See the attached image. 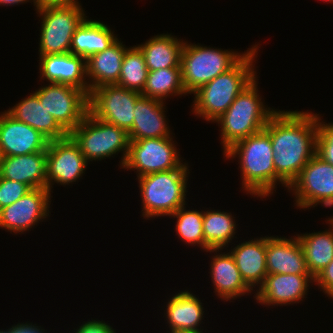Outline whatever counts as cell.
I'll return each instance as SVG.
<instances>
[{"instance_id":"6da1fadb","label":"cell","mask_w":333,"mask_h":333,"mask_svg":"<svg viewBox=\"0 0 333 333\" xmlns=\"http://www.w3.org/2000/svg\"><path fill=\"white\" fill-rule=\"evenodd\" d=\"M264 129L270 135L276 175L289 187L316 154L317 113L278 110Z\"/></svg>"},{"instance_id":"7a4b0ae2","label":"cell","mask_w":333,"mask_h":333,"mask_svg":"<svg viewBox=\"0 0 333 333\" xmlns=\"http://www.w3.org/2000/svg\"><path fill=\"white\" fill-rule=\"evenodd\" d=\"M223 154L226 159L238 156L242 189L247 194L260 198L269 197L273 191H276L274 189L278 183L288 189V186L276 175L272 143L265 129L236 142Z\"/></svg>"},{"instance_id":"3957f363","label":"cell","mask_w":333,"mask_h":333,"mask_svg":"<svg viewBox=\"0 0 333 333\" xmlns=\"http://www.w3.org/2000/svg\"><path fill=\"white\" fill-rule=\"evenodd\" d=\"M258 45H253L229 71L218 75L193 93L192 112L195 116L215 122L227 111L239 93L258 76L254 64L260 48Z\"/></svg>"},{"instance_id":"277c9868","label":"cell","mask_w":333,"mask_h":333,"mask_svg":"<svg viewBox=\"0 0 333 333\" xmlns=\"http://www.w3.org/2000/svg\"><path fill=\"white\" fill-rule=\"evenodd\" d=\"M257 78L239 93L227 111L215 121L221 126L223 153L236 142L263 130L277 112L264 105L258 93Z\"/></svg>"},{"instance_id":"5b68a950","label":"cell","mask_w":333,"mask_h":333,"mask_svg":"<svg viewBox=\"0 0 333 333\" xmlns=\"http://www.w3.org/2000/svg\"><path fill=\"white\" fill-rule=\"evenodd\" d=\"M188 163L164 172L137 177L142 200V217L170 216L186 205Z\"/></svg>"},{"instance_id":"8992f818","label":"cell","mask_w":333,"mask_h":333,"mask_svg":"<svg viewBox=\"0 0 333 333\" xmlns=\"http://www.w3.org/2000/svg\"><path fill=\"white\" fill-rule=\"evenodd\" d=\"M235 52L200 46L187 41L181 52L182 83L187 94H193L215 77L233 68L250 50Z\"/></svg>"},{"instance_id":"52a82bcc","label":"cell","mask_w":333,"mask_h":333,"mask_svg":"<svg viewBox=\"0 0 333 333\" xmlns=\"http://www.w3.org/2000/svg\"><path fill=\"white\" fill-rule=\"evenodd\" d=\"M78 145L88 162L101 161L123 153L120 166L123 169L129 152L128 132L116 125L96 118L90 111L82 122L68 134Z\"/></svg>"},{"instance_id":"ba28073f","label":"cell","mask_w":333,"mask_h":333,"mask_svg":"<svg viewBox=\"0 0 333 333\" xmlns=\"http://www.w3.org/2000/svg\"><path fill=\"white\" fill-rule=\"evenodd\" d=\"M41 16L39 56L70 53L73 34L87 18L81 5L35 9Z\"/></svg>"},{"instance_id":"9c48e42d","label":"cell","mask_w":333,"mask_h":333,"mask_svg":"<svg viewBox=\"0 0 333 333\" xmlns=\"http://www.w3.org/2000/svg\"><path fill=\"white\" fill-rule=\"evenodd\" d=\"M47 85L33 93L69 134L89 112V95L84 90L68 84L49 83Z\"/></svg>"},{"instance_id":"30bf717a","label":"cell","mask_w":333,"mask_h":333,"mask_svg":"<svg viewBox=\"0 0 333 333\" xmlns=\"http://www.w3.org/2000/svg\"><path fill=\"white\" fill-rule=\"evenodd\" d=\"M173 137L130 140L123 169L136 170L137 177L176 169L183 164Z\"/></svg>"},{"instance_id":"8fae6325","label":"cell","mask_w":333,"mask_h":333,"mask_svg":"<svg viewBox=\"0 0 333 333\" xmlns=\"http://www.w3.org/2000/svg\"><path fill=\"white\" fill-rule=\"evenodd\" d=\"M300 209L333 207V165L315 154L288 187ZM315 205V206H314Z\"/></svg>"},{"instance_id":"7c38bea8","label":"cell","mask_w":333,"mask_h":333,"mask_svg":"<svg viewBox=\"0 0 333 333\" xmlns=\"http://www.w3.org/2000/svg\"><path fill=\"white\" fill-rule=\"evenodd\" d=\"M140 96L141 93L116 84L101 86L89 95V111L128 132L133 126L135 102Z\"/></svg>"},{"instance_id":"4fadbf2b","label":"cell","mask_w":333,"mask_h":333,"mask_svg":"<svg viewBox=\"0 0 333 333\" xmlns=\"http://www.w3.org/2000/svg\"><path fill=\"white\" fill-rule=\"evenodd\" d=\"M88 163L69 135L49 141L46 150L47 189L51 193L55 183L66 186L80 180Z\"/></svg>"},{"instance_id":"5bb4252c","label":"cell","mask_w":333,"mask_h":333,"mask_svg":"<svg viewBox=\"0 0 333 333\" xmlns=\"http://www.w3.org/2000/svg\"><path fill=\"white\" fill-rule=\"evenodd\" d=\"M51 197L47 188L30 190L13 204L0 209V228L16 235L29 231L50 216Z\"/></svg>"},{"instance_id":"9a60e30c","label":"cell","mask_w":333,"mask_h":333,"mask_svg":"<svg viewBox=\"0 0 333 333\" xmlns=\"http://www.w3.org/2000/svg\"><path fill=\"white\" fill-rule=\"evenodd\" d=\"M313 282L315 280L311 275L268 274L254 298L265 306L297 304L307 298V290Z\"/></svg>"},{"instance_id":"2e32d148","label":"cell","mask_w":333,"mask_h":333,"mask_svg":"<svg viewBox=\"0 0 333 333\" xmlns=\"http://www.w3.org/2000/svg\"><path fill=\"white\" fill-rule=\"evenodd\" d=\"M49 140L40 132L15 120L6 110L0 114V157L46 151Z\"/></svg>"},{"instance_id":"e0dca14e","label":"cell","mask_w":333,"mask_h":333,"mask_svg":"<svg viewBox=\"0 0 333 333\" xmlns=\"http://www.w3.org/2000/svg\"><path fill=\"white\" fill-rule=\"evenodd\" d=\"M40 78L48 83L68 84L90 95L86 80V60L72 53L39 56Z\"/></svg>"},{"instance_id":"ac0fdd59","label":"cell","mask_w":333,"mask_h":333,"mask_svg":"<svg viewBox=\"0 0 333 333\" xmlns=\"http://www.w3.org/2000/svg\"><path fill=\"white\" fill-rule=\"evenodd\" d=\"M268 274L310 275L302 246L295 236H266Z\"/></svg>"},{"instance_id":"d6986e66","label":"cell","mask_w":333,"mask_h":333,"mask_svg":"<svg viewBox=\"0 0 333 333\" xmlns=\"http://www.w3.org/2000/svg\"><path fill=\"white\" fill-rule=\"evenodd\" d=\"M165 107L164 101L141 95L135 102L133 126L128 131L129 140L171 137Z\"/></svg>"},{"instance_id":"ffe728a7","label":"cell","mask_w":333,"mask_h":333,"mask_svg":"<svg viewBox=\"0 0 333 333\" xmlns=\"http://www.w3.org/2000/svg\"><path fill=\"white\" fill-rule=\"evenodd\" d=\"M221 250L223 251V249L207 250L215 254L211 258L209 272L215 294L221 300L230 301L252 293V289L242 279L231 253L228 251L222 253Z\"/></svg>"},{"instance_id":"44dd1931","label":"cell","mask_w":333,"mask_h":333,"mask_svg":"<svg viewBox=\"0 0 333 333\" xmlns=\"http://www.w3.org/2000/svg\"><path fill=\"white\" fill-rule=\"evenodd\" d=\"M0 177L35 188H47L46 151L0 157Z\"/></svg>"},{"instance_id":"7402d4cb","label":"cell","mask_w":333,"mask_h":333,"mask_svg":"<svg viewBox=\"0 0 333 333\" xmlns=\"http://www.w3.org/2000/svg\"><path fill=\"white\" fill-rule=\"evenodd\" d=\"M244 282L252 289L259 287L268 275L266 236L239 243L229 250Z\"/></svg>"},{"instance_id":"603a6c76","label":"cell","mask_w":333,"mask_h":333,"mask_svg":"<svg viewBox=\"0 0 333 333\" xmlns=\"http://www.w3.org/2000/svg\"><path fill=\"white\" fill-rule=\"evenodd\" d=\"M127 49L128 47L117 39L103 52L96 53L86 60V77L90 93L95 88L118 83Z\"/></svg>"},{"instance_id":"cb8c5ba5","label":"cell","mask_w":333,"mask_h":333,"mask_svg":"<svg viewBox=\"0 0 333 333\" xmlns=\"http://www.w3.org/2000/svg\"><path fill=\"white\" fill-rule=\"evenodd\" d=\"M167 302L165 318L171 332H200V324L203 322L204 307L196 295L189 290L180 291L172 295Z\"/></svg>"},{"instance_id":"d4e9b609","label":"cell","mask_w":333,"mask_h":333,"mask_svg":"<svg viewBox=\"0 0 333 333\" xmlns=\"http://www.w3.org/2000/svg\"><path fill=\"white\" fill-rule=\"evenodd\" d=\"M15 120L28 124L49 141L62 139L68 133L58 124L55 118L42 105L38 97L31 93L26 98L6 111Z\"/></svg>"},{"instance_id":"484cf974","label":"cell","mask_w":333,"mask_h":333,"mask_svg":"<svg viewBox=\"0 0 333 333\" xmlns=\"http://www.w3.org/2000/svg\"><path fill=\"white\" fill-rule=\"evenodd\" d=\"M115 35L107 24L86 18L73 34L70 53L87 60L111 46L118 39Z\"/></svg>"},{"instance_id":"4316f807","label":"cell","mask_w":333,"mask_h":333,"mask_svg":"<svg viewBox=\"0 0 333 333\" xmlns=\"http://www.w3.org/2000/svg\"><path fill=\"white\" fill-rule=\"evenodd\" d=\"M185 41L171 34L151 37L145 43L137 44L143 53L148 71L181 66V52Z\"/></svg>"},{"instance_id":"83f0119b","label":"cell","mask_w":333,"mask_h":333,"mask_svg":"<svg viewBox=\"0 0 333 333\" xmlns=\"http://www.w3.org/2000/svg\"><path fill=\"white\" fill-rule=\"evenodd\" d=\"M328 230L296 235L304 251L307 268L315 278L333 260V224ZM332 226V227H331Z\"/></svg>"},{"instance_id":"f1b7e54d","label":"cell","mask_w":333,"mask_h":333,"mask_svg":"<svg viewBox=\"0 0 333 333\" xmlns=\"http://www.w3.org/2000/svg\"><path fill=\"white\" fill-rule=\"evenodd\" d=\"M234 215L220 210L203 211V235L205 251L208 249H224L228 247L236 234Z\"/></svg>"},{"instance_id":"f546056e","label":"cell","mask_w":333,"mask_h":333,"mask_svg":"<svg viewBox=\"0 0 333 333\" xmlns=\"http://www.w3.org/2000/svg\"><path fill=\"white\" fill-rule=\"evenodd\" d=\"M187 92L182 83L181 66L148 71L142 96L165 102L167 97L182 96Z\"/></svg>"},{"instance_id":"4dcf8cb0","label":"cell","mask_w":333,"mask_h":333,"mask_svg":"<svg viewBox=\"0 0 333 333\" xmlns=\"http://www.w3.org/2000/svg\"><path fill=\"white\" fill-rule=\"evenodd\" d=\"M148 68L143 53L137 46L129 47L116 85L141 93L146 83Z\"/></svg>"},{"instance_id":"1f68e13d","label":"cell","mask_w":333,"mask_h":333,"mask_svg":"<svg viewBox=\"0 0 333 333\" xmlns=\"http://www.w3.org/2000/svg\"><path fill=\"white\" fill-rule=\"evenodd\" d=\"M186 206L177 209L169 216L177 218L175 231L182 242L187 245H197L205 251V240L203 235V211L187 210Z\"/></svg>"},{"instance_id":"d6a6232c","label":"cell","mask_w":333,"mask_h":333,"mask_svg":"<svg viewBox=\"0 0 333 333\" xmlns=\"http://www.w3.org/2000/svg\"><path fill=\"white\" fill-rule=\"evenodd\" d=\"M321 120L317 114L316 154L333 165V123L327 124Z\"/></svg>"},{"instance_id":"836d02e7","label":"cell","mask_w":333,"mask_h":333,"mask_svg":"<svg viewBox=\"0 0 333 333\" xmlns=\"http://www.w3.org/2000/svg\"><path fill=\"white\" fill-rule=\"evenodd\" d=\"M32 188L26 184L0 177V209L22 198Z\"/></svg>"},{"instance_id":"e575fe53","label":"cell","mask_w":333,"mask_h":333,"mask_svg":"<svg viewBox=\"0 0 333 333\" xmlns=\"http://www.w3.org/2000/svg\"><path fill=\"white\" fill-rule=\"evenodd\" d=\"M316 286L333 299V260L314 278Z\"/></svg>"},{"instance_id":"d590c367","label":"cell","mask_w":333,"mask_h":333,"mask_svg":"<svg viewBox=\"0 0 333 333\" xmlns=\"http://www.w3.org/2000/svg\"><path fill=\"white\" fill-rule=\"evenodd\" d=\"M75 333H116L115 329H113V327L108 324L105 323L103 320H88L87 322H83L79 328L77 327V329H74Z\"/></svg>"},{"instance_id":"8d00e7d4","label":"cell","mask_w":333,"mask_h":333,"mask_svg":"<svg viewBox=\"0 0 333 333\" xmlns=\"http://www.w3.org/2000/svg\"><path fill=\"white\" fill-rule=\"evenodd\" d=\"M37 324L33 323H18L15 325H12L7 330H0V333H47L44 332L45 329L41 326H36Z\"/></svg>"},{"instance_id":"74e56055","label":"cell","mask_w":333,"mask_h":333,"mask_svg":"<svg viewBox=\"0 0 333 333\" xmlns=\"http://www.w3.org/2000/svg\"><path fill=\"white\" fill-rule=\"evenodd\" d=\"M78 0H36V8L80 5Z\"/></svg>"},{"instance_id":"f35d334b","label":"cell","mask_w":333,"mask_h":333,"mask_svg":"<svg viewBox=\"0 0 333 333\" xmlns=\"http://www.w3.org/2000/svg\"><path fill=\"white\" fill-rule=\"evenodd\" d=\"M33 2V5L36 7V0H0V6H15V5H19L22 3H27V2Z\"/></svg>"},{"instance_id":"ab89813d","label":"cell","mask_w":333,"mask_h":333,"mask_svg":"<svg viewBox=\"0 0 333 333\" xmlns=\"http://www.w3.org/2000/svg\"><path fill=\"white\" fill-rule=\"evenodd\" d=\"M170 333H185V332H170ZM189 333V332H187ZM190 333H203V331H200V332H190Z\"/></svg>"},{"instance_id":"60d3db41","label":"cell","mask_w":333,"mask_h":333,"mask_svg":"<svg viewBox=\"0 0 333 333\" xmlns=\"http://www.w3.org/2000/svg\"><path fill=\"white\" fill-rule=\"evenodd\" d=\"M329 221H331V223L333 224V216L328 218Z\"/></svg>"},{"instance_id":"b9f144b4","label":"cell","mask_w":333,"mask_h":333,"mask_svg":"<svg viewBox=\"0 0 333 333\" xmlns=\"http://www.w3.org/2000/svg\"><path fill=\"white\" fill-rule=\"evenodd\" d=\"M324 1V0H323ZM325 2L333 3V0H325Z\"/></svg>"}]
</instances>
